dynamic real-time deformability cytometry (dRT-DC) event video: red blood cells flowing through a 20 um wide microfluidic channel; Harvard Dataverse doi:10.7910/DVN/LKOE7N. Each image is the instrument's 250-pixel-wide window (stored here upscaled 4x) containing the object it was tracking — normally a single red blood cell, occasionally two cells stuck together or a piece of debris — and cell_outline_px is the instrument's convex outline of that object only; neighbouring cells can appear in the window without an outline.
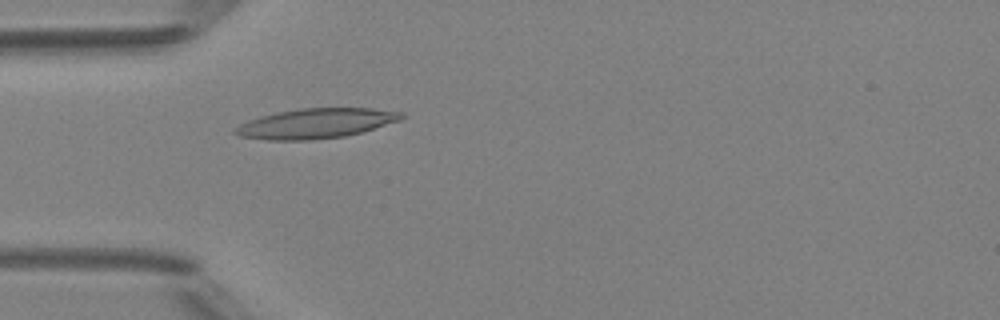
{"species": "Egyptian fruit bat (a non-hibernating species)", "species_latin": "Rousettus aegyptiacus", "temperature_condition": "room temperature", "stored_images_in_passage": 49, "camera_frame_rate_fps": 3000, "um_per_image_px": 0.085, "animal": {"sex": "female"}, "frame": {"image": 1, "passage_image": 15, "time_ms": 4.667, "image_size_px": [1000, 320], "cell_outline_px": [[404, 116], [400, 120], [360, 132], [344, 136], [312, 140], [268, 140], [240, 136], [232, 132], [232, 128], [248, 120], [260, 116], [276, 112], [300, 108], [372, 108], [404, 112]], "centroid_in_image_um": [26.8, 10.48], "position_along_channel_um": 58.2, "area_um2": 28.96}}
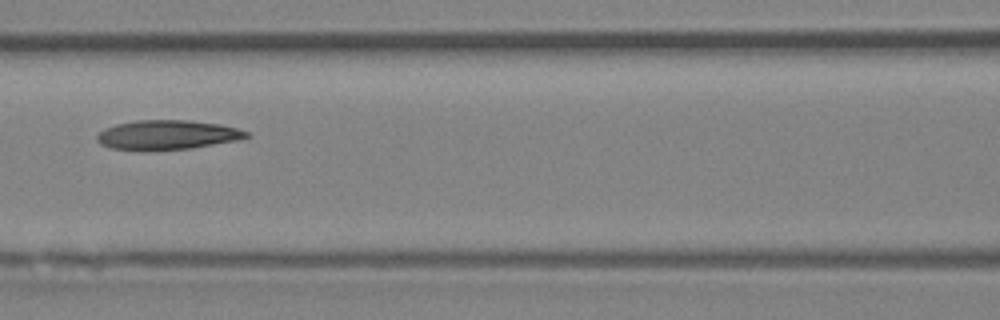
{"frame": {"image": 2, "passage_image": 22, "time_ms": 7.0, "image_size_px": [1000, 320], "cell_outline_px": [[252, 136], [236, 140], [192, 148], [112, 148], [100, 144], [96, 140], [96, 136], [104, 128], [116, 124], [136, 120], [192, 120], [220, 124], [236, 128], [248, 132]], "centroid_in_image_um": [14.25, 11.42], "position_along_channel_um": 152.4, "area_um2": 24.91}}
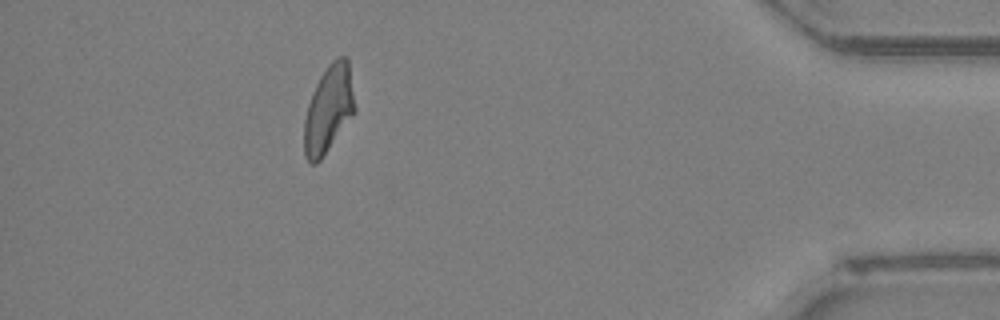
{"frame": {"image": 3, "passage_image": 44, "time_ms": 14.333, "image_size_px": [1000, 320], "cell_outline_px": [[356, 112], [320, 160], [316, 164], [312, 164], [304, 156], [304, 120], [308, 104], [312, 92], [320, 76], [328, 64], [336, 56], [348, 56], [356, 108]], "centroid_in_image_um": [27.94, 9.25], "position_along_channel_um": 407.3, "area_um2": 26.01}, "authors_computed_cell_mechanics": {"area_um2": 25.8944, "velocity_mm_per_s": 4.2062, "shape_relaxation_time_tau1_ms": null, "shape_relaxation_time_tau2_ms": 3.5481, "deformation_change_tau1": null, "deformation_change_tau2": 0.1275}}